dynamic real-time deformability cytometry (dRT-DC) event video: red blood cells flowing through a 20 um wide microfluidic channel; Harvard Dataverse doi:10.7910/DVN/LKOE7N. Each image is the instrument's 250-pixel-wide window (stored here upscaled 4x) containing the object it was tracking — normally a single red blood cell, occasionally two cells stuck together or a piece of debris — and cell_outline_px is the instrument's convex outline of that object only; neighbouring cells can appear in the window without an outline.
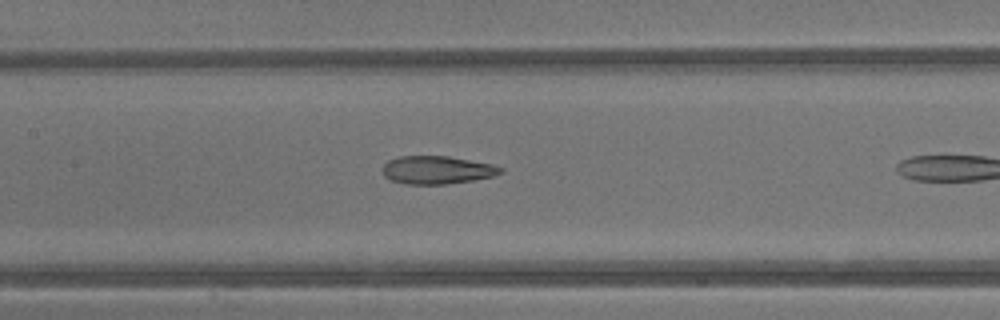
{"species": "common noctule bat (a hibernating species)", "species_latin": "Nyctalus noctula", "temperature_condition": "warm", "stored_images_in_passage": 9, "camera_frame_rate_fps": 3000, "um_per_image_px": 0.085, "animal": {"sex": "male", "body_mass_g": 13.3}, "frame": {"image": 1, "passage_image": 8, "time_ms": 2.333, "image_size_px": [1000, 320], "cell_outline_px": [[504, 172], [496, 176], [472, 180], [444, 184], [408, 184], [392, 180], [384, 176], [380, 168], [388, 160], [400, 156], [448, 156], [492, 164], [504, 168]], "centroid_in_image_um": [37.15, 14.44], "position_along_channel_um": 170.2, "area_um2": 19.36}}